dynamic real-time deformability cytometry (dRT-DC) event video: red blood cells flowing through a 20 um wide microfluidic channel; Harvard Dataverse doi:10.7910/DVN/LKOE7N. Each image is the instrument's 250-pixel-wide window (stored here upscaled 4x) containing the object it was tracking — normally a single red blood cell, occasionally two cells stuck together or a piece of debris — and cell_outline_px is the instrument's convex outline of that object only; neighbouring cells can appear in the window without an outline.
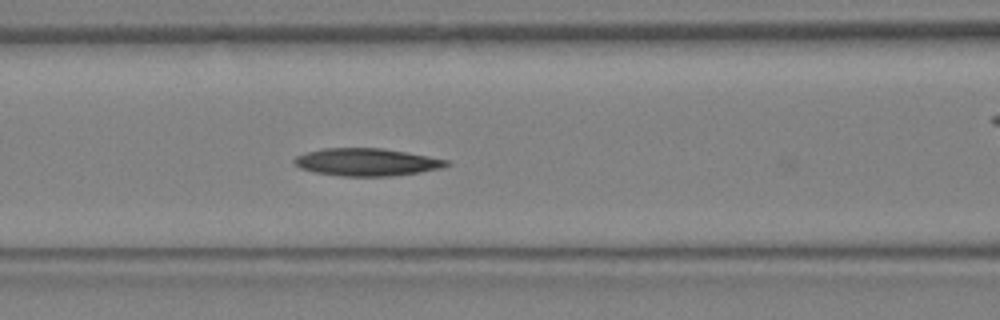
{"species": "Egyptian fruit bat (a non-hibernating species)", "species_latin": "Rousettus aegyptiacus", "temperature_condition": "warm", "stored_images_in_passage": 12, "camera_frame_rate_fps": 3000, "um_per_image_px": 0.085, "animal": {"sex": "female"}, "frame": {"image": 1, "passage_image": 4, "time_ms": 1.0, "image_size_px": [1000, 320], "cell_outline_px": [[448, 164], [440, 168], [420, 172], [392, 176], [340, 176], [316, 172], [300, 168], [292, 160], [296, 156], [308, 152], [324, 148], [380, 148], [428, 156], [448, 160]], "centroid_in_image_um": [31.14, 13.78], "position_along_channel_um": 135.5, "area_um2": 24.1}}
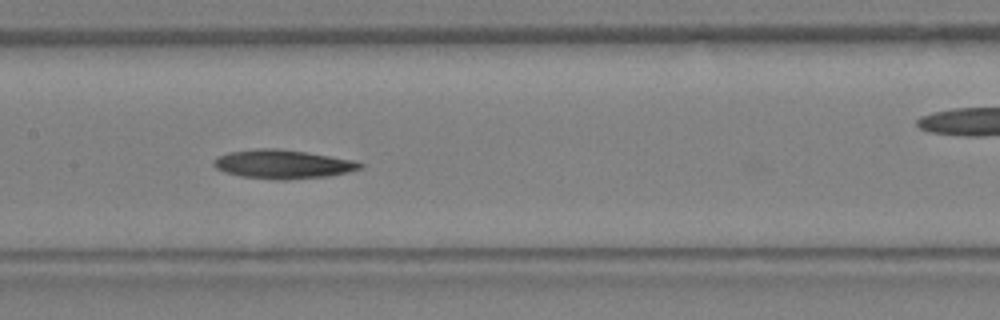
{"frame": {"image": 2, "passage_image": 6, "time_ms": 1.667, "image_size_px": [1000, 320], "cell_outline_px": [[364, 164], [360, 168], [344, 172], [324, 176], [280, 180], [276, 180], [240, 176], [216, 168], [212, 164], [212, 160], [216, 156], [228, 152], [256, 148], [276, 148], [308, 152], [356, 160]], "centroid_in_image_um": [23.98, 13.93], "position_along_channel_um": 183.4, "area_um2": 24.51}}
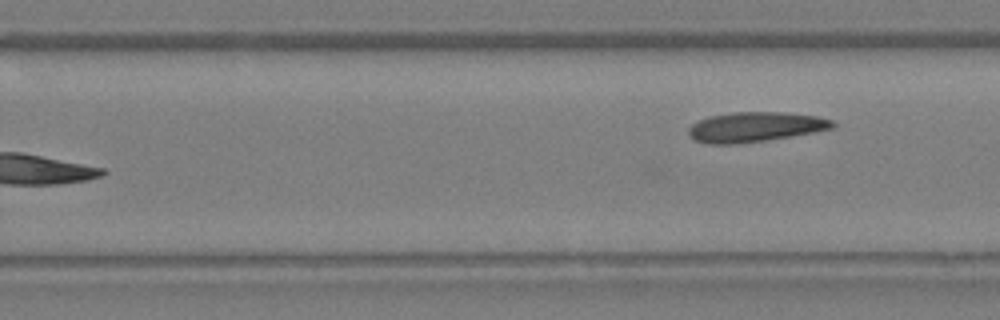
{"frame": {"image": 3, "passage_image": 12, "time_ms": 3.667, "image_size_px": [1000, 320], "cell_outline_px": [[836, 124], [832, 128], [812, 132], [764, 140], [736, 144], [708, 144], [696, 140], [688, 132], [688, 128], [692, 124], [708, 116], [736, 112], [788, 112], [816, 116], [832, 120]], "centroid_in_image_um": [64.17, 10.78], "position_along_channel_um": 265.6, "area_um2": 24.74}}